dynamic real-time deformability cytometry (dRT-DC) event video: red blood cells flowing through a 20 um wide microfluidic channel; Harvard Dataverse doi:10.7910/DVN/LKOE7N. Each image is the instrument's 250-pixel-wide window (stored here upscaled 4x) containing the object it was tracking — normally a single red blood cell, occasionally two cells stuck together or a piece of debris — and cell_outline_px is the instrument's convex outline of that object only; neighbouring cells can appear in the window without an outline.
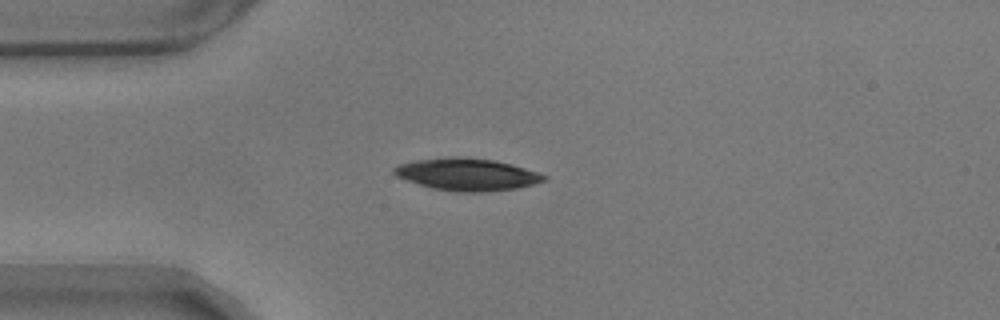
{"species": "common noctule bat (a hibernating species)", "species_latin": "Nyctalus noctula", "temperature_condition": "warm", "stored_images_in_passage": 43, "camera_frame_rate_fps": 3000, "um_per_image_px": 0.085, "animal": {"sex": "male", "body_mass_g": 17.9}, "frame": {"image": 1, "passage_image": 1, "time_ms": 0.0, "image_size_px": [1000, 320], "cell_outline_px": [[548, 180], [516, 188], [484, 192], [456, 192], [432, 188], [396, 176], [392, 172], [392, 168], [396, 164], [412, 160], [444, 156], [460, 156], [492, 160], [512, 164], [548, 176]], "centroid_in_image_um": [39.64, 14.81], "position_along_channel_um": 45.4, "area_um2": 28.38}}
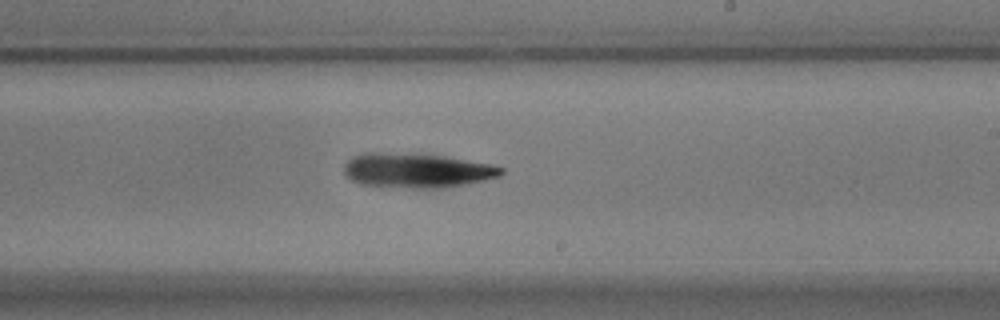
{"frame": {"image": 2, "passage_image": 20, "time_ms": 6.333, "image_size_px": [1000, 320], "cell_outline_px": [[504, 172], [500, 176], [484, 180], [444, 188], [412, 188], [360, 184], [352, 180], [344, 172], [344, 164], [352, 156], [368, 152], [376, 152], [448, 156], [492, 164], [504, 168]], "centroid_in_image_um": [35.45, 14.48], "position_along_channel_um": 253.5, "area_um2": 31.62}}
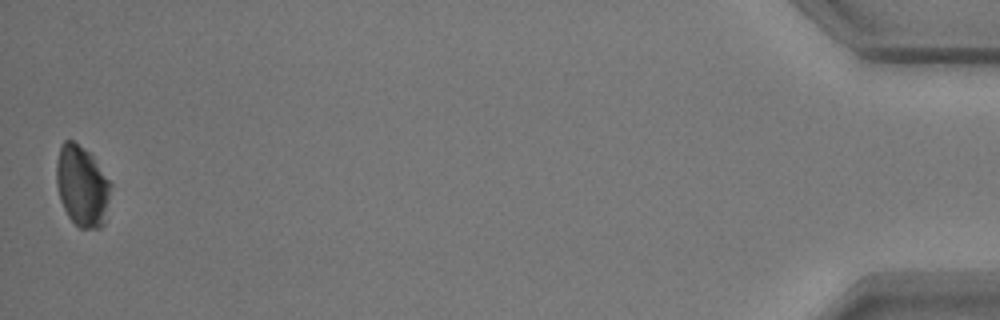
{"frame": {"image": 3, "passage_image": 43, "time_ms": 14.0, "image_size_px": [1000, 320], "cell_outline_px": [[112, 184], [104, 224], [100, 228], [80, 228], [68, 216], [60, 200], [56, 184], [56, 164], [60, 144], [64, 140], [72, 140], [88, 152], [92, 156]], "centroid_in_image_um": [6.96, 15.81], "position_along_channel_um": 428.2, "area_um2": 25.55}}